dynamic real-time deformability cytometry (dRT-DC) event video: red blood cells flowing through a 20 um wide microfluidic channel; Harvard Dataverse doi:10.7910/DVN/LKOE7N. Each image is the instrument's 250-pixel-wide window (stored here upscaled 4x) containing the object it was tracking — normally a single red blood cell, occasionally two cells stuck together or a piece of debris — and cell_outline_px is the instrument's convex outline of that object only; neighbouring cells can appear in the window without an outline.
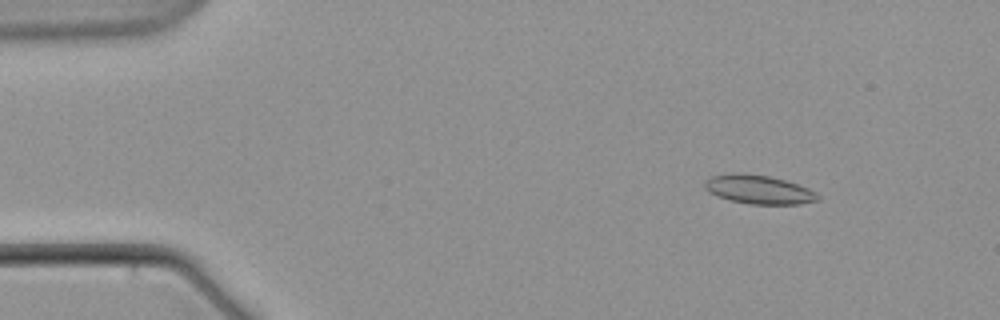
{"species": "common noctule bat (a hibernating species)", "species_latin": "Nyctalus noctula", "temperature_condition": "warm", "stored_images_in_passage": 9, "camera_frame_rate_fps": 3000, "um_per_image_px": 0.085, "animal": {"sex": "male", "body_mass_g": 21.5, "forearm_length_mm": 52.0}, "frame": {"image": 1, "passage_image": 1, "time_ms": 0.0, "image_size_px": [1000, 320], "cell_outline_px": [[820, 200], [800, 204], [748, 204], [716, 196], [708, 192], [704, 188], [704, 180], [712, 176], [732, 172], [744, 172], [768, 176], [784, 180], [808, 188], [816, 192], [820, 196]], "centroid_in_image_um": [64.46, 16.1], "position_along_channel_um": 20.5, "area_um2": 19.19}}
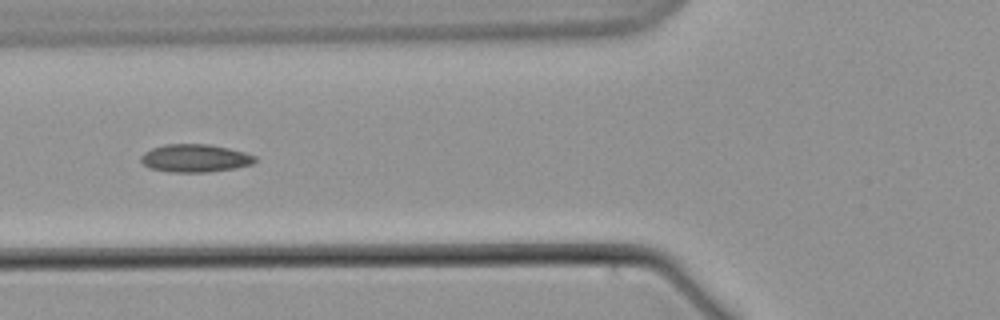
{"frame": {"image": 2, "passage_image": 6, "time_ms": 6.0, "image_size_px": [1000, 320], "cell_outline_px": [[256, 160], [252, 164], [232, 168], [208, 172], [168, 172], [148, 168], [140, 160], [140, 156], [144, 152], [152, 148], [164, 144], [208, 144], [228, 148], [244, 152], [256, 156]], "centroid_in_image_um": [16.53, 13.44], "position_along_channel_um": 109.3, "area_um2": 18.55}}
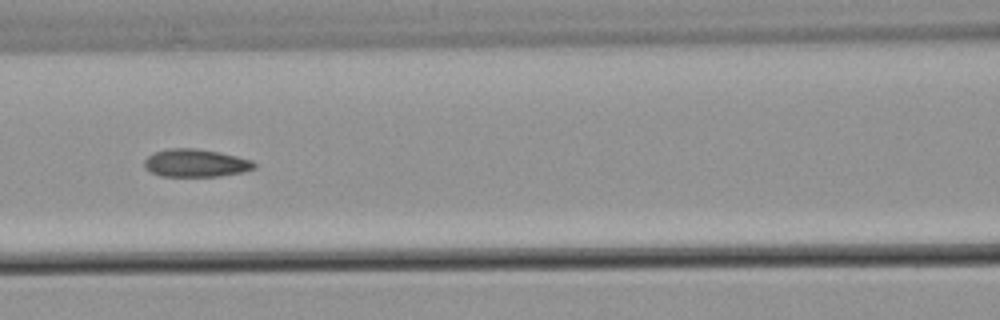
{"frame": {"image": 3, "passage_image": 7, "time_ms": 7.333, "image_size_px": [1000, 320], "cell_outline_px": [[256, 168], [244, 172], [220, 176], [160, 176], [144, 168], [144, 160], [152, 152], [168, 148], [196, 148], [236, 156], [252, 160], [256, 164]], "centroid_in_image_um": [16.62, 13.86], "position_along_channel_um": 150.0, "area_um2": 17.92}}